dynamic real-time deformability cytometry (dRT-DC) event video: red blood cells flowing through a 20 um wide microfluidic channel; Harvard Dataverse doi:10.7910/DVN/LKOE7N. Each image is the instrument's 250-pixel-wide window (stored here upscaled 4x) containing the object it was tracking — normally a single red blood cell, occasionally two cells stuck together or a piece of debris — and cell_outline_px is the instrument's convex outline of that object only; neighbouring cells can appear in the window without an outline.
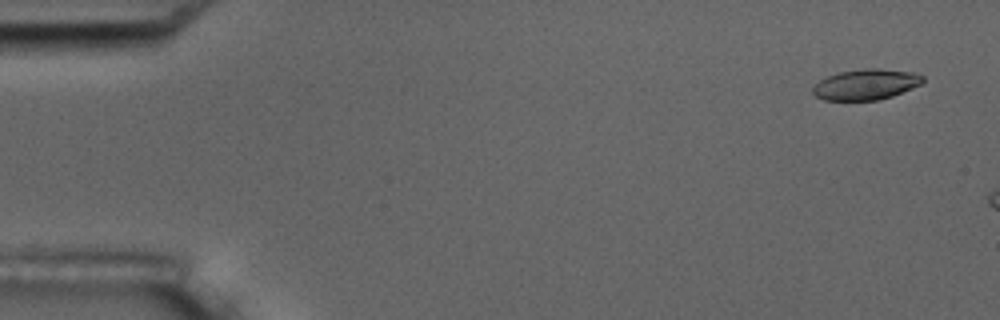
{"species": "common noctule bat (a hibernating species)", "species_latin": "Nyctalus noctula", "temperature_condition": "room temperature", "stored_images_in_passage": 3, "camera_frame_rate_fps": 3000, "um_per_image_px": 0.085, "animal": {"sex": "male", "body_mass_g": 17.5, "forearm_length_mm": 52.3}, "frame": {"image": 1, "passage_image": 1, "time_ms": 0.0, "image_size_px": [1000, 320], "cell_outline_px": [[924, 80], [920, 84], [912, 88], [892, 96], [880, 100], [824, 100], [816, 96], [812, 92], [812, 88], [820, 80], [828, 76], [840, 72], [864, 68], [876, 68], [916, 72], [924, 76]], "centroid_in_image_um": [73.62, 7.17], "position_along_channel_um": 11.4, "area_um2": 19.65}}